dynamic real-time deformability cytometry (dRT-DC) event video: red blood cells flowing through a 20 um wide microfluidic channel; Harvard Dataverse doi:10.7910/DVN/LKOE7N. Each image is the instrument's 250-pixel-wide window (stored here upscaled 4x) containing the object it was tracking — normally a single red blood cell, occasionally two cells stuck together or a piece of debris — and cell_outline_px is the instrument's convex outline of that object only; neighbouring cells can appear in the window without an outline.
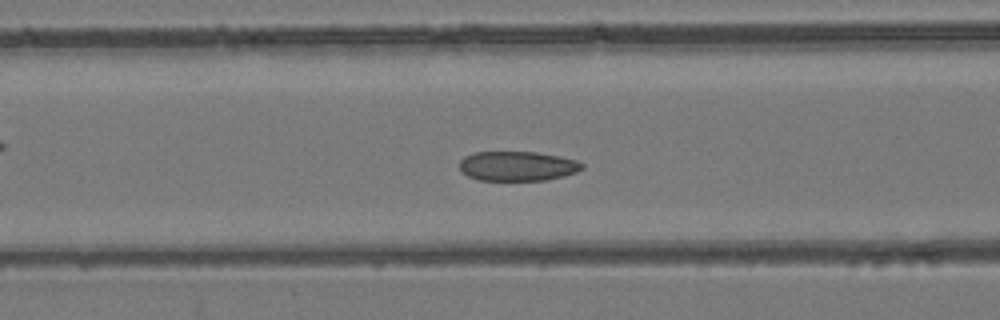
{"species": "common noctule bat (a hibernating species)", "species_latin": "Nyctalus noctula", "temperature_condition": "room temperature", "stored_images_in_passage": 54, "camera_frame_rate_fps": 3000, "um_per_image_px": 0.085, "animal": {"sex": "female", "body_mass_g": 24.6, "forearm_length_mm": 56.2}, "frame": {"image": 1, "passage_image": 22, "time_ms": 7.0, "image_size_px": [1000, 320], "cell_outline_px": [[580, 168], [572, 172], [556, 176], [536, 180], [488, 180], [472, 176], [464, 172], [460, 168], [460, 164], [468, 156], [480, 152], [528, 152], [552, 156], [568, 160], [580, 164]], "centroid_in_image_um": [43.86, 14.11], "position_along_channel_um": 122.7, "area_um2": 19.31}}
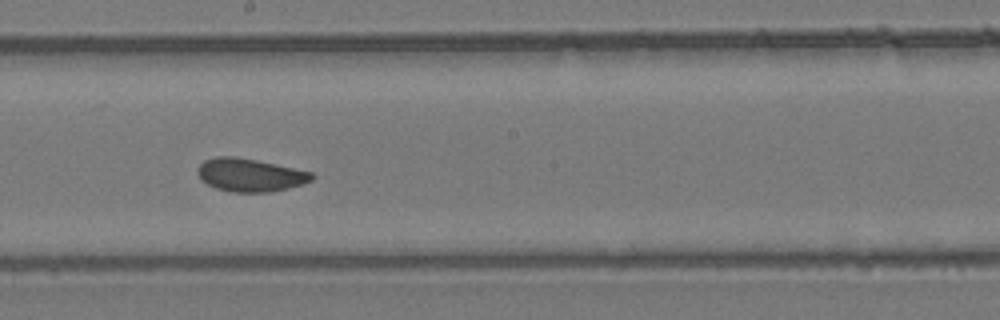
{"frame": {"image": 2, "passage_image": 30, "time_ms": 9.667, "image_size_px": [1000, 320], "cell_outline_px": [[312, 176], [308, 180], [296, 184], [280, 188], [224, 188], [212, 184], [204, 180], [200, 176], [200, 168], [208, 160], [248, 160], [308, 172]], "centroid_in_image_um": [21.27, 14.85], "position_along_channel_um": 226.9, "area_um2": 17.57}}
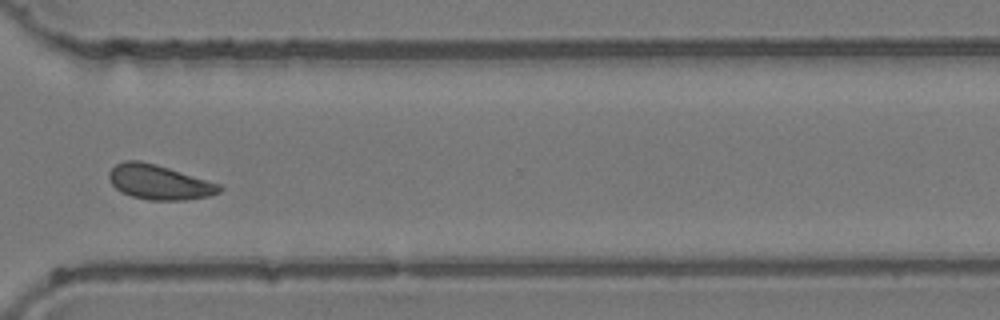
{"frame": {"image": 3, "passage_image": 40, "time_ms": 13.0, "image_size_px": [1000, 320], "cell_outline_px": [[220, 188], [216, 192], [200, 196], [136, 196], [124, 192], [112, 180], [112, 168], [120, 164], [148, 164], [164, 168], [212, 184]], "centroid_in_image_um": [13.44, 15.45], "position_along_channel_um": 357.2, "area_um2": 17.74}, "authors_computed_cell_mechanics": {"area_um2": 18.3515, "velocity_mm_per_s": 3.9084, "shape_relaxation_time_tau1_ms": null, "shape_relaxation_time_tau2_ms": 2.8193, "deformation_change_tau1": null, "deformation_change_tau2": 0.0673}}